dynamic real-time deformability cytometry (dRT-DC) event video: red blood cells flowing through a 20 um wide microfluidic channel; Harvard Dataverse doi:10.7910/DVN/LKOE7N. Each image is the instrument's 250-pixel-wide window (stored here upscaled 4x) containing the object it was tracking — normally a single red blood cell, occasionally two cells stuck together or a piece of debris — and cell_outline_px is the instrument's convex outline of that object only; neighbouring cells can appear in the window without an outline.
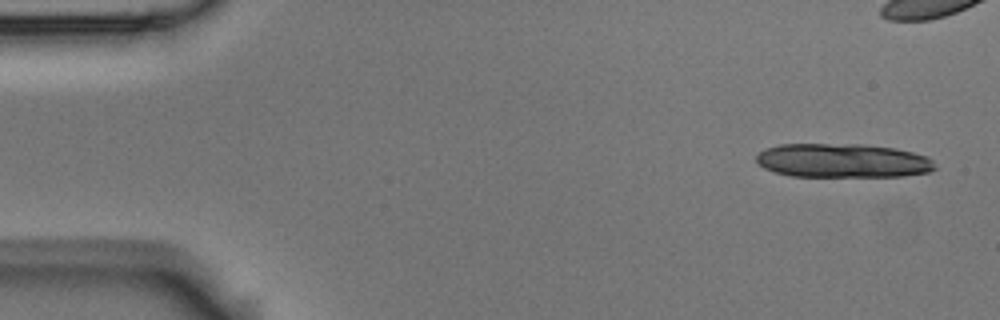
{"species": "Egyptian fruit bat (a non-hibernating species)", "species_latin": "Rousettus aegyptiacus", "temperature_condition": "room temperature", "stored_images_in_passage": 7, "camera_frame_rate_fps": 3000, "um_per_image_px": 0.085, "animal": {"sex": "male"}, "frame": {"image": 1, "passage_image": 1, "time_ms": 0.0, "image_size_px": [1000, 320], "cell_outline_px": [[936, 168], [928, 172], [904, 176], [792, 176], [776, 172], [764, 168], [756, 160], [756, 156], [764, 148], [780, 144], [864, 144], [896, 148], [928, 156], [932, 160]], "centroid_in_image_um": [71.64, 13.64], "position_along_channel_um": 13.4, "area_um2": 35.49}}
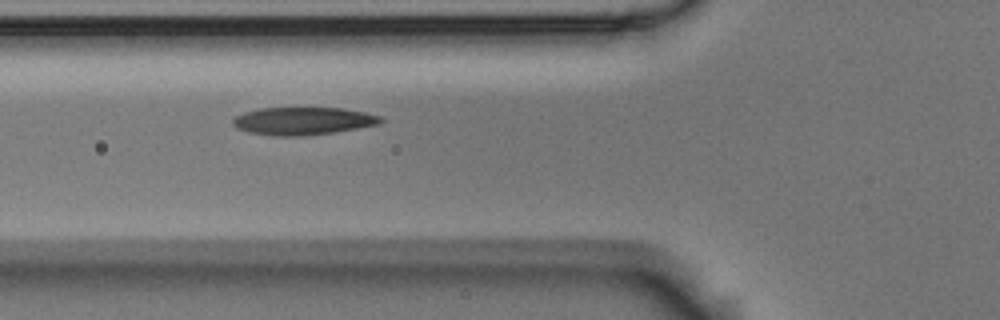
{"frame": {"image": 2, "passage_image": 7, "time_ms": 2.0, "image_size_px": [1000, 320], "cell_outline_px": [[384, 120], [380, 124], [332, 132], [304, 136], [272, 136], [248, 132], [236, 128], [232, 124], [232, 120], [236, 116], [244, 112], [260, 108], [344, 108], [364, 112], [380, 116]], "centroid_in_image_um": [25.72, 10.28], "position_along_channel_um": 100.1, "area_um2": 23.87}}